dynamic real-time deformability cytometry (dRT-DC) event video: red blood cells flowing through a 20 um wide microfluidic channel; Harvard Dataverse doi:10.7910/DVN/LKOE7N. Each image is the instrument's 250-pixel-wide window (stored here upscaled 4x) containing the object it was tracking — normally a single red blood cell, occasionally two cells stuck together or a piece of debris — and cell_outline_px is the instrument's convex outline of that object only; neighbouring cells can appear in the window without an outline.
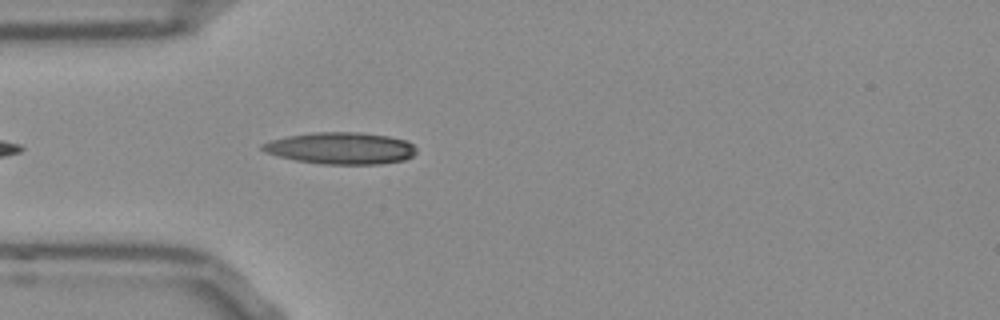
{"species": "Egyptian fruit bat (a non-hibernating species)", "species_latin": "Rousettus aegyptiacus", "temperature_condition": "room temperature", "stored_images_in_passage": 24, "camera_frame_rate_fps": 3000, "um_per_image_px": 0.085, "frame": {"image": 1, "passage_image": 1, "time_ms": 0.0, "image_size_px": [1000, 320], "cell_outline_px": [[416, 152], [412, 156], [404, 160], [380, 164], [324, 164], [296, 160], [264, 152], [260, 148], [260, 144], [272, 140], [288, 136], [320, 132], [360, 132], [388, 136], [408, 140], [416, 148]], "centroid_in_image_um": [29.0, 12.6], "position_along_channel_um": 56.0, "area_um2": 28.44}}